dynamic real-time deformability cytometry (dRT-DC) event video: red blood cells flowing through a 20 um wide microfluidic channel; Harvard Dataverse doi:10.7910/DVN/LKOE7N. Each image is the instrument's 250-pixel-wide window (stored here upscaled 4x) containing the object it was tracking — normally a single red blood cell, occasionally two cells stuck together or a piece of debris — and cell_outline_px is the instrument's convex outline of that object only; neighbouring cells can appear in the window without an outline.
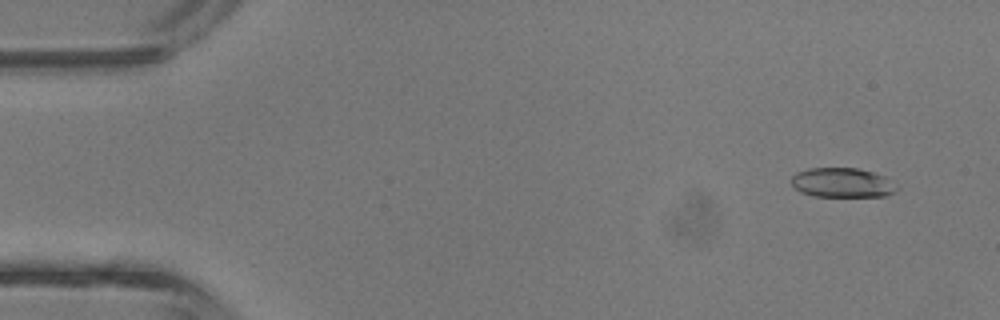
{"species": "common noctule bat (a hibernating species)", "species_latin": "Nyctalus noctula", "temperature_condition": "room temperature", "stored_images_in_passage": 43, "camera_frame_rate_fps": 3000, "um_per_image_px": 0.085, "animal": {"sex": "male", "body_mass_g": 13.3}, "frame": {"image": 1, "passage_image": 3, "time_ms": 0.667, "image_size_px": [1000, 320], "cell_outline_px": [[896, 188], [892, 192], [884, 196], [816, 196], [800, 192], [792, 184], [792, 176], [796, 172], [808, 168], [856, 168], [872, 172], [884, 176]], "centroid_in_image_um": [71.52, 15.52], "position_along_channel_um": 13.5, "area_um2": 17.74}}
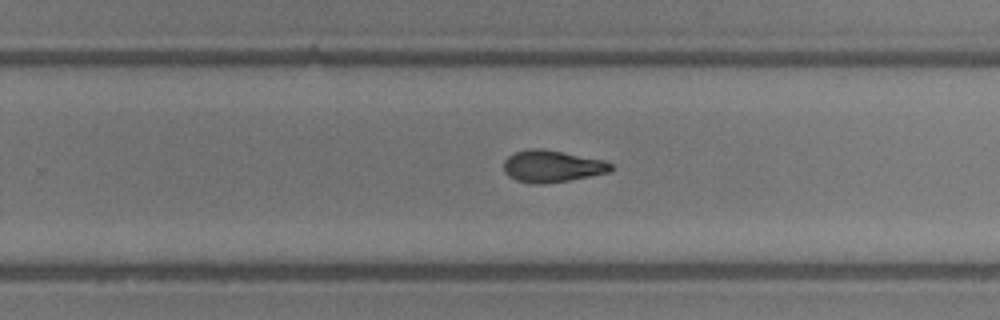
{"frame": {"image": 2, "passage_image": 27, "time_ms": 8.667, "image_size_px": [1000, 320], "cell_outline_px": [[612, 168], [608, 172], [568, 180], [544, 184], [532, 184], [516, 180], [508, 176], [504, 172], [504, 160], [508, 156], [516, 152], [528, 148], [540, 148], [604, 160], [612, 164]], "centroid_in_image_um": [46.87, 14.13], "position_along_channel_um": 282.9, "area_um2": 19.77}}
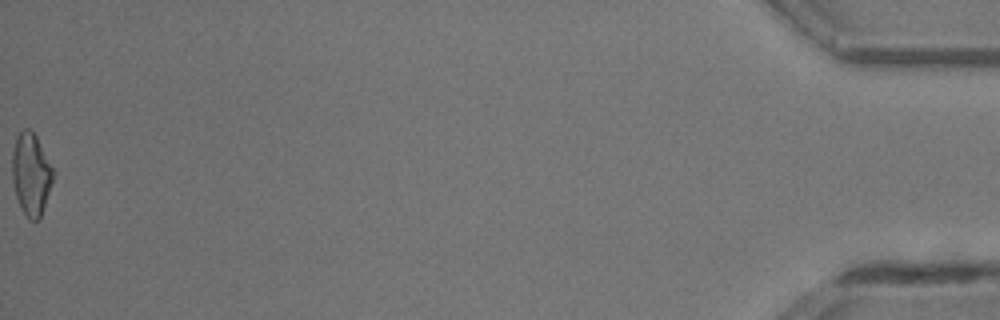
{"frame": {"image": 3, "passage_image": 43, "time_ms": 14.0, "image_size_px": [1000, 320], "cell_outline_px": [[56, 172], [40, 216], [36, 220], [28, 220], [16, 196], [12, 180], [12, 152], [16, 136], [24, 128], [28, 128], [36, 136]], "centroid_in_image_um": [2.64, 14.76], "position_along_channel_um": 432.6, "area_um2": 19.54}, "authors_computed_cell_mechanics": {"area_um2": 19.5364, "velocity_mm_per_s": 4.8187, "shape_relaxation_time_tau1_ms": null, "shape_relaxation_time_tau2_ms": 4.1087, "deformation_change_tau1": null, "deformation_change_tau2": 0.1281}}